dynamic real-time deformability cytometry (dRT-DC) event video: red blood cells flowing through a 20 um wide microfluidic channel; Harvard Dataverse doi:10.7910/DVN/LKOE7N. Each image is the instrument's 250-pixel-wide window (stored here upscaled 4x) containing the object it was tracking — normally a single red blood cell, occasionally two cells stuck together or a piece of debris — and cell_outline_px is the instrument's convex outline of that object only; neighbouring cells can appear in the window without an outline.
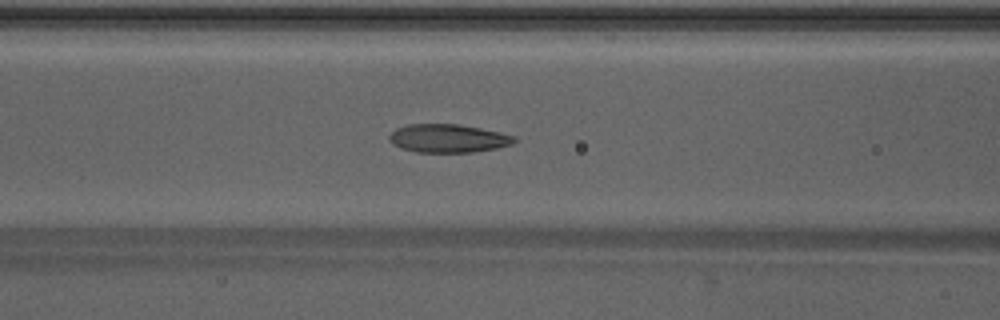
{"species": "Egyptian fruit bat (a non-hibernating species)", "species_latin": "Rousettus aegyptiacus", "temperature_condition": "warm", "stored_images_in_passage": 38, "camera_frame_rate_fps": 3000, "um_per_image_px": 0.085, "animal": {"sex": "male"}, "frame": {"image": 1, "passage_image": 9, "time_ms": 2.667, "image_size_px": [1000, 320], "cell_outline_px": [[516, 140], [512, 144], [496, 148], [472, 152], [416, 152], [400, 148], [388, 140], [388, 136], [396, 128], [408, 124], [460, 124], [500, 132], [516, 136]], "centroid_in_image_um": [38.08, 11.75], "position_along_channel_um": 128.5, "area_um2": 20.69}}
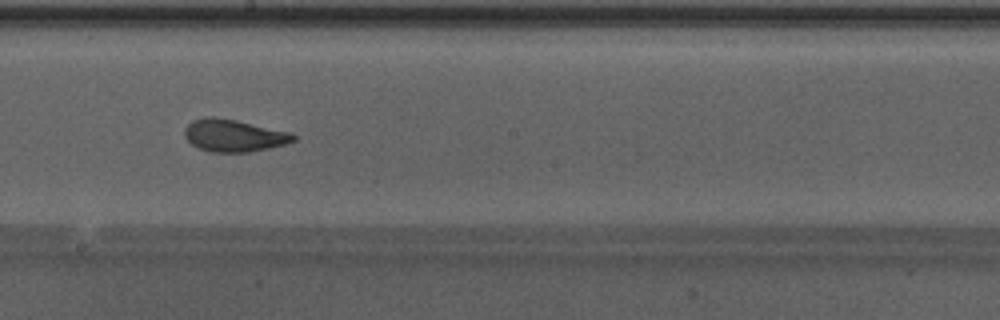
{"frame": {"image": 2, "passage_image": 16, "time_ms": 5.0, "image_size_px": [1000, 320], "cell_outline_px": [[296, 140], [284, 144], [268, 148], [248, 152], [212, 152], [200, 148], [192, 144], [184, 136], [184, 128], [192, 120], [208, 116], [212, 116], [236, 120], [292, 132], [296, 136]], "centroid_in_image_um": [19.87, 11.51], "position_along_channel_um": 228.3, "area_um2": 20.46}}
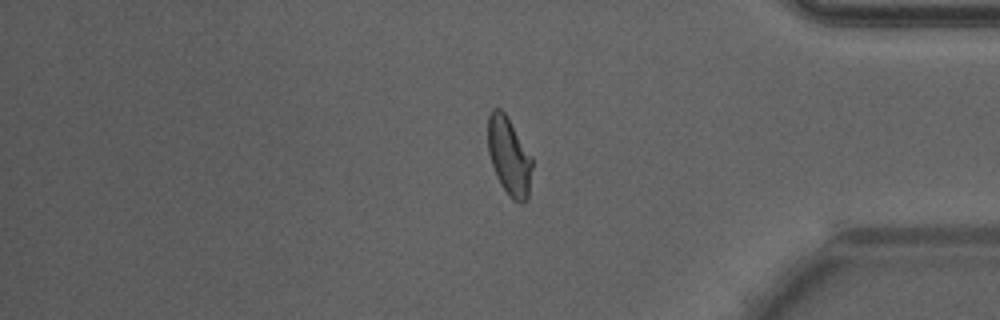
{"frame": {"image": 3, "passage_image": 29, "time_ms": 9.333, "image_size_px": [1000, 320], "cell_outline_px": [[532, 168], [528, 200], [524, 204], [520, 204], [512, 200], [508, 196], [500, 184], [496, 176], [488, 152], [488, 116], [492, 108], [500, 108], [508, 116], [532, 156]], "centroid_in_image_um": [43.28, 13.31], "position_along_channel_um": 391.9, "area_um2": 20.58}, "authors_computed_cell_mechanics": {"area_um2": 20.519, "velocity_mm_per_s": 4.287, "shape_relaxation_time_tau1_ms": 3.8303, "shape_relaxation_time_tau2_ms": 1.1338, "deformation_change_tau1": 0.1524, "deformation_change_tau2": 0.0768}}